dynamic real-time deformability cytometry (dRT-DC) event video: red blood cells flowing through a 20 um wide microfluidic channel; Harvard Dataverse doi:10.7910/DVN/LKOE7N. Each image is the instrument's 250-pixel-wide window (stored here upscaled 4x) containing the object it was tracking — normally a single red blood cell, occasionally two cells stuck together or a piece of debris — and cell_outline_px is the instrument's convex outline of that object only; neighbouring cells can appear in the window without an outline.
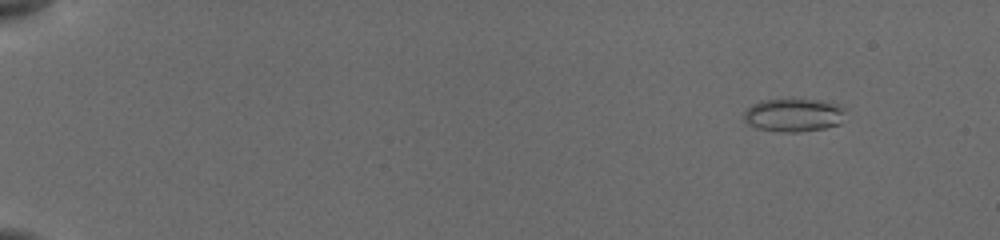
{"species": "common noctule bat (a hibernating species)", "species_latin": "Nyctalus noctula", "temperature_condition": "cold", "stored_images_in_passage": 18, "camera_frame_rate_fps": 3000, "um_per_image_px": 0.085, "animal": {"sex": "female", "body_mass_g": 19.5, "forearm_length_mm": 54.1}, "frame": {"image": 1, "passage_image": 2, "time_ms": 0.667, "image_size_px": [1000, 240], "cell_outline_px": [[840, 124], [824, 128], [796, 132], [784, 132], [756, 128], [748, 124], [744, 120], [744, 112], [752, 104], [760, 100], [820, 100], [836, 104], [840, 108]], "centroid_in_image_um": [67.36, 9.79], "position_along_channel_um": 17.6, "area_um2": 19.07}}
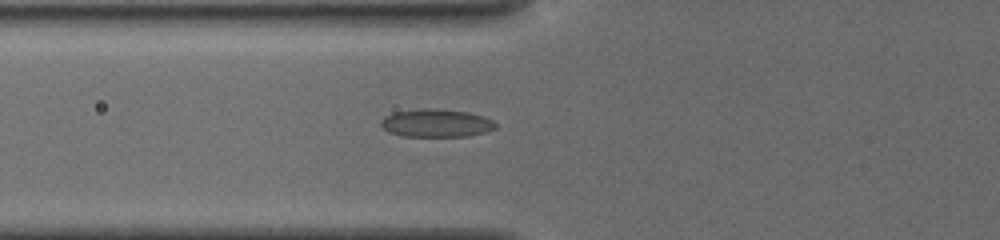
{"frame": {"image": 2, "passage_image": 12, "time_ms": 6.333, "image_size_px": [1000, 240], "cell_outline_px": [[496, 128], [484, 132], [468, 136], [404, 136], [388, 132], [380, 124], [380, 120], [384, 116], [392, 112], [420, 108], [432, 108], [468, 112], [484, 116], [492, 120], [496, 124]], "centroid_in_image_um": [37.05, 10.45], "position_along_channel_um": 88.8, "area_um2": 18.79}}
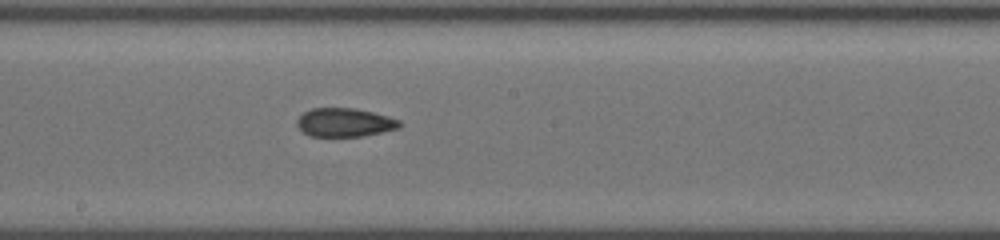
{"frame": {"image": 3, "passage_image": 18, "time_ms": 9.667, "image_size_px": [1000, 240], "cell_outline_px": [[400, 128], [364, 136], [308, 136], [296, 124], [296, 120], [304, 112], [312, 108], [356, 108], [388, 116], [400, 120]], "centroid_in_image_um": [29.3, 10.41], "position_along_channel_um": 218.9, "area_um2": 17.11}}